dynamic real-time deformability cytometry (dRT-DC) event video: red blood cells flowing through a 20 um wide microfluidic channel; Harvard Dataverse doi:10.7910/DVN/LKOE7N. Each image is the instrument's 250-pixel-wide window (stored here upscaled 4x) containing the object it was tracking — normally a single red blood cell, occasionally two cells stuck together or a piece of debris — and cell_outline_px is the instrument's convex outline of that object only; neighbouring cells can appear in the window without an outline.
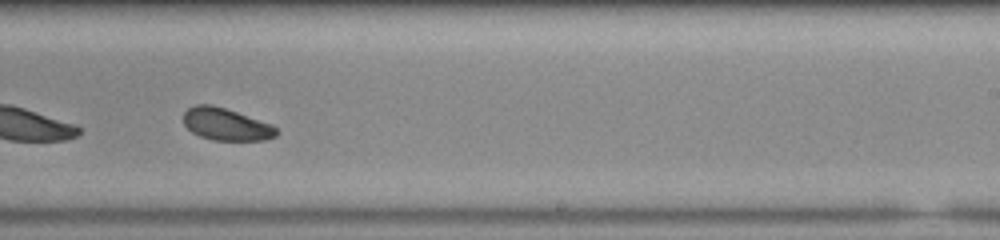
{"species": "common noctule bat (a hibernating species)", "species_latin": "Nyctalus noctula", "temperature_condition": "room temperature", "stored_images_in_passage": 41, "camera_frame_rate_fps": 3000, "um_per_image_px": 0.085, "animal": {"sex": "male", "body_mass_g": 20.0, "forearm_length_mm": 53.3}, "frame": {"image": 1, "passage_image": 30, "time_ms": 9.667, "image_size_px": [1000, 240], "cell_outline_px": [[280, 132], [276, 136], [264, 140], [212, 140], [200, 136], [192, 132], [184, 124], [184, 112], [188, 108], [196, 104], [212, 104], [272, 124]], "centroid_in_image_um": [19.22, 10.57], "position_along_channel_um": 269.8, "area_um2": 17.4}, "authors_computed_cell_mechanics": {"area_um2": 18.207, "velocity_mm_per_s": 3.6664, "shape_relaxation_time_tau1_ms": 1.4524, "shape_relaxation_time_tau2_ms": null, "deformation_change_tau1": 0.0811, "deformation_change_tau2": null}}